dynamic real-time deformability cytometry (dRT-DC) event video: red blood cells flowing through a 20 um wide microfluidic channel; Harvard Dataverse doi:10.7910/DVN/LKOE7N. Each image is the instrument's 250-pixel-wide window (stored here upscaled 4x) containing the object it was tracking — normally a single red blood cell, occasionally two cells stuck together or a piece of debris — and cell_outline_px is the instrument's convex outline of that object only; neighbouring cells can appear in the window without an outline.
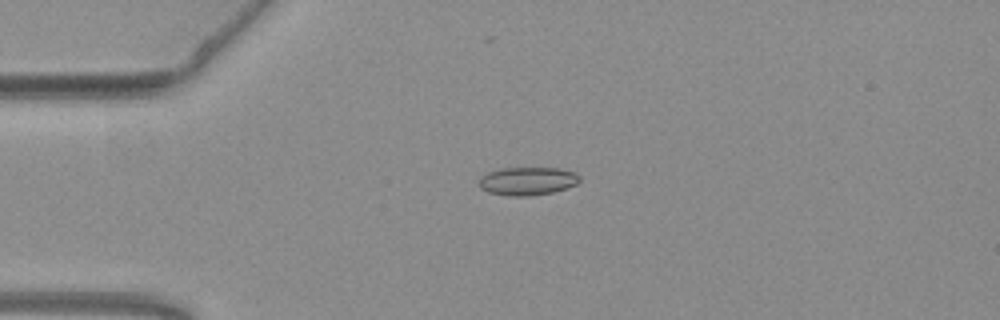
{"species": "common noctule bat (a hibernating species)", "species_latin": "Nyctalus noctula", "temperature_condition": "warm", "stored_images_in_passage": 39, "camera_frame_rate_fps": 3000, "um_per_image_px": 0.085, "animal": {"sex": "female", "body_mass_g": 19.3, "forearm_length_mm": 54.1}, "frame": {"image": 1, "passage_image": 3, "time_ms": 0.667, "image_size_px": [1000, 320], "cell_outline_px": [[580, 180], [576, 184], [568, 188], [552, 192], [532, 196], [508, 196], [488, 192], [480, 188], [480, 176], [488, 172], [500, 168], [560, 168], [576, 172], [580, 176]], "centroid_in_image_um": [44.85, 15.39], "position_along_channel_um": 40.1, "area_um2": 16.7}}
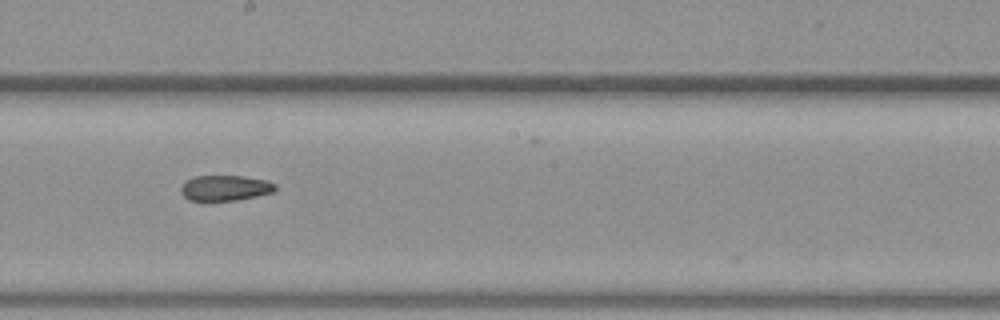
{"frame": {"image": 2, "passage_image": 20, "time_ms": 6.333, "image_size_px": [1000, 320], "cell_outline_px": [[276, 188], [272, 192], [256, 196], [236, 200], [208, 204], [188, 200], [180, 192], [180, 188], [184, 180], [196, 176], [244, 176], [264, 180], [276, 184]], "centroid_in_image_um": [19.03, 16.02], "position_along_channel_um": 229.2, "area_um2": 14.62}}
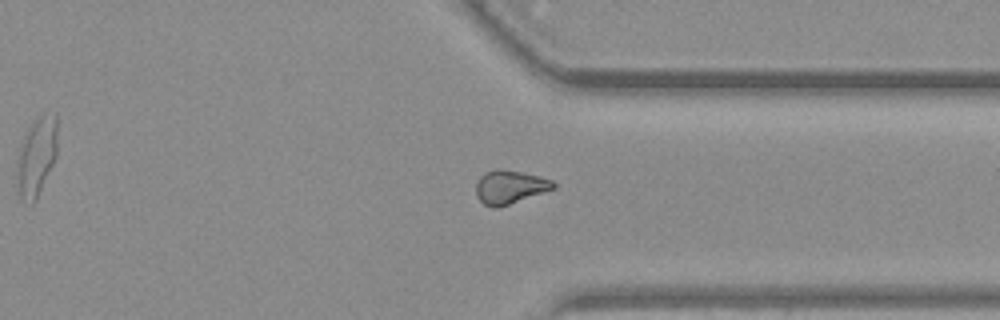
{"frame": {"image": 3, "passage_image": 31, "time_ms": 10.0, "image_size_px": [1000, 320], "cell_outline_px": [[556, 188], [496, 208], [492, 208], [484, 204], [476, 196], [476, 184], [480, 176], [484, 172], [496, 168], [500, 168], [540, 176], [552, 180], [556, 184]], "centroid_in_image_um": [43.32, 15.88], "position_along_channel_um": 368.1, "area_um2": 15.09}, "authors_computed_cell_mechanics": {"area_um2": 14.9702, "velocity_mm_per_s": 3.8124, "shape_relaxation_time_tau1_ms": null, "shape_relaxation_time_tau2_ms": 3.3077, "deformation_change_tau1": null, "deformation_change_tau2": 0.077}}